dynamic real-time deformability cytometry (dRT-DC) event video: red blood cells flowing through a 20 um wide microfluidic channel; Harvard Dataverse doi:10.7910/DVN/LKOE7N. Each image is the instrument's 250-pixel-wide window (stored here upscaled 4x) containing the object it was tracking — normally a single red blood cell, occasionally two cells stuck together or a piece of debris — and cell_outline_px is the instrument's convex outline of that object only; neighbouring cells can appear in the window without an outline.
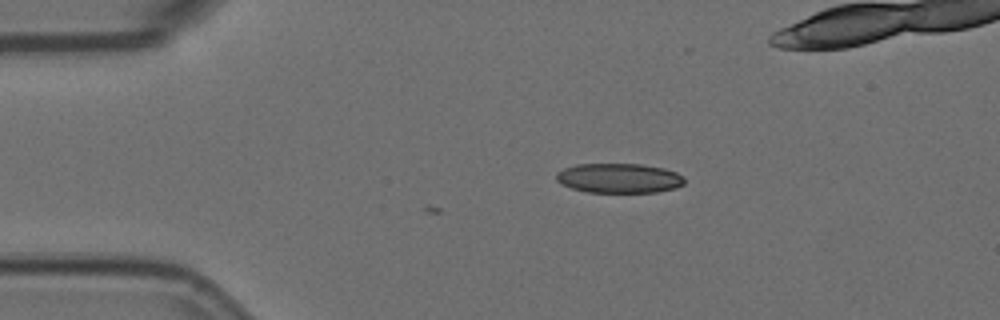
{"species": "Egyptian fruit bat (a non-hibernating species)", "species_latin": "Rousettus aegyptiacus", "temperature_condition": "room temperature", "stored_images_in_passage": 3, "camera_frame_rate_fps": 3000, "um_per_image_px": 0.085, "animal": {"sex": "female"}, "frame": {"image": 1, "passage_image": 3, "time_ms": 0.667, "image_size_px": [1000, 320], "cell_outline_px": [[684, 184], [676, 188], [656, 192], [588, 192], [572, 188], [560, 184], [556, 180], [556, 172], [564, 168], [576, 164], [640, 164], [664, 168], [676, 172], [684, 176]], "centroid_in_image_um": [52.61, 15.14], "position_along_channel_um": 32.4, "area_um2": 22.25}}